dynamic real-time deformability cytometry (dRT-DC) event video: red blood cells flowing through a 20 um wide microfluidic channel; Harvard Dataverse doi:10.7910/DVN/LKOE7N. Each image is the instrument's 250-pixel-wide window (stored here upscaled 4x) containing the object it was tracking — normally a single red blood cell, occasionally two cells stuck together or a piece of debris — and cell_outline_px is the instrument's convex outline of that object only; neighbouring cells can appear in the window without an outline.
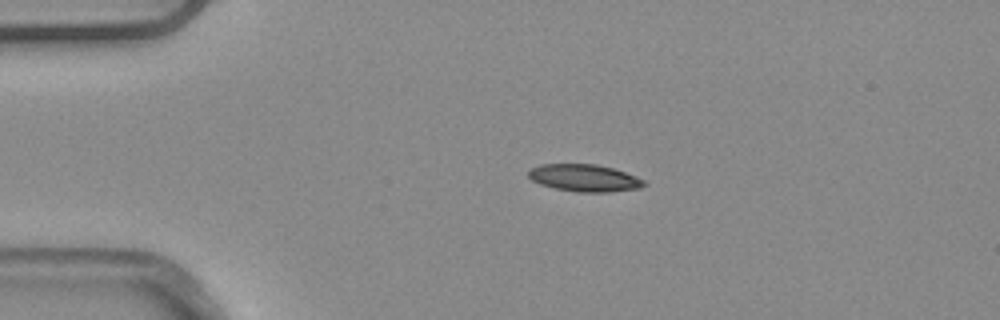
{"species": "common noctule bat (a hibernating species)", "species_latin": "Nyctalus noctula", "temperature_condition": "warm", "stored_images_in_passage": 3, "camera_frame_rate_fps": 3000, "um_per_image_px": 0.085, "animal": {"sex": "male", "body_mass_g": 20.4}, "frame": {"image": 1, "passage_image": 2, "time_ms": 0.333, "image_size_px": [1000, 320], "cell_outline_px": [[648, 184], [640, 188], [608, 192], [576, 192], [556, 188], [540, 184], [532, 180], [528, 176], [528, 172], [532, 168], [540, 164], [596, 164], [612, 168], [636, 176], [644, 180]], "centroid_in_image_um": [49.69, 15.13], "position_along_channel_um": 35.3, "area_um2": 18.26}}